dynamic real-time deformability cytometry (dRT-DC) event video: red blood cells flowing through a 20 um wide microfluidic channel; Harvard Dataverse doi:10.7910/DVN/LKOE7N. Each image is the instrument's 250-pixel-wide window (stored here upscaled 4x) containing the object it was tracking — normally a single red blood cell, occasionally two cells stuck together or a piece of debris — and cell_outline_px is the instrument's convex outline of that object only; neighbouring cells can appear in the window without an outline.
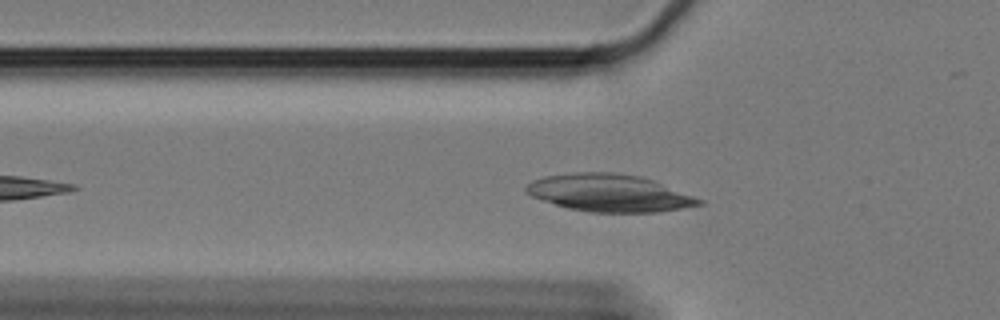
{"species": "Egyptian fruit bat (a non-hibernating species)", "species_latin": "Rousettus aegyptiacus", "temperature_condition": "cold", "stored_images_in_passage": 40, "camera_frame_rate_fps": 3000, "um_per_image_px": 0.085, "animal": {"sex": "female"}, "frame": {"image": 1, "passage_image": 9, "time_ms": 2.667, "image_size_px": [1000, 320], "cell_outline_px": [[704, 204], [656, 212], [588, 212], [568, 208], [532, 196], [524, 188], [532, 180], [544, 176], [576, 172], [612, 172], [640, 176], [652, 180], [704, 200]], "centroid_in_image_um": [51.78, 16.4], "position_along_channel_um": 74.0, "area_um2": 37.22}}
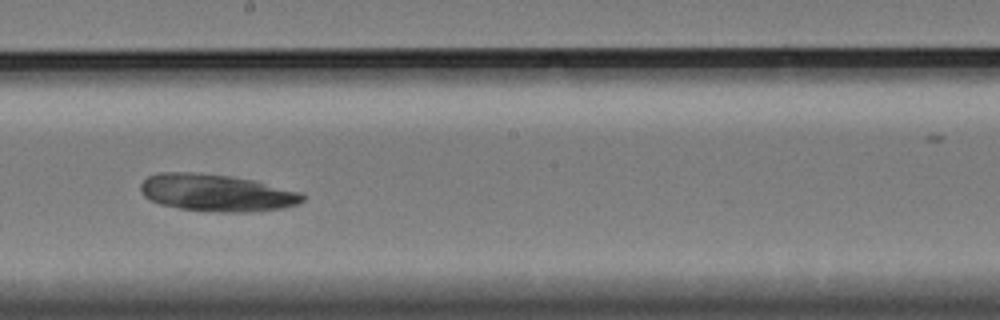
{"frame": {"image": 2, "passage_image": 23, "time_ms": 7.333, "image_size_px": [1000, 320], "cell_outline_px": [[308, 196], [304, 200], [296, 204], [284, 208], [248, 212], [216, 212], [180, 208], [160, 204], [144, 196], [140, 192], [140, 184], [148, 176], [160, 172], [200, 172], [228, 176], [252, 180], [300, 192]], "centroid_in_image_um": [18.39, 16.38], "position_along_channel_um": 229.8, "area_um2": 35.03}}
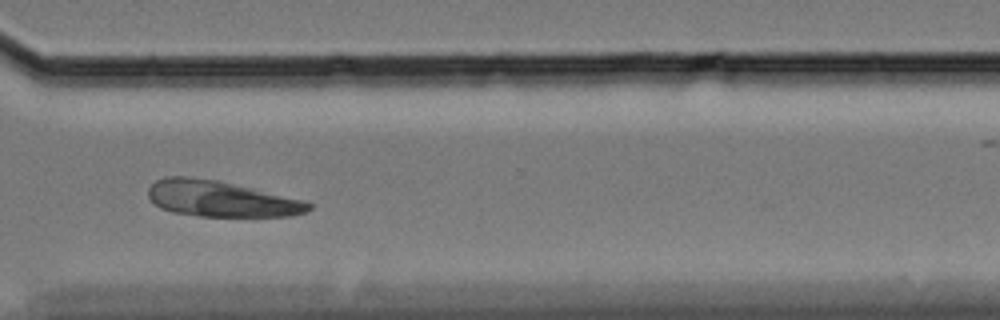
{"frame": {"image": 3, "passage_image": 34, "time_ms": 11.0, "image_size_px": [1000, 320], "cell_outline_px": [[312, 208], [308, 212], [292, 216], [200, 216], [172, 212], [160, 208], [148, 196], [148, 188], [156, 180], [164, 176], [188, 176], [216, 180], [252, 188], [300, 200], [312, 204]], "centroid_in_image_um": [18.73, 16.9], "position_along_channel_um": 351.9, "area_um2": 33.29}}